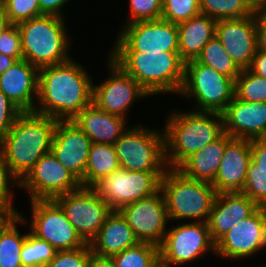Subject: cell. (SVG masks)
I'll return each mask as SVG.
<instances>
[{"label": "cell", "instance_id": "cell-11", "mask_svg": "<svg viewBox=\"0 0 266 267\" xmlns=\"http://www.w3.org/2000/svg\"><path fill=\"white\" fill-rule=\"evenodd\" d=\"M114 46L111 52H179L177 24L162 19L125 24Z\"/></svg>", "mask_w": 266, "mask_h": 267}, {"label": "cell", "instance_id": "cell-23", "mask_svg": "<svg viewBox=\"0 0 266 267\" xmlns=\"http://www.w3.org/2000/svg\"><path fill=\"white\" fill-rule=\"evenodd\" d=\"M258 208L255 202L241 192L217 194L207 220L212 240L216 243L235 224L252 215Z\"/></svg>", "mask_w": 266, "mask_h": 267}, {"label": "cell", "instance_id": "cell-27", "mask_svg": "<svg viewBox=\"0 0 266 267\" xmlns=\"http://www.w3.org/2000/svg\"><path fill=\"white\" fill-rule=\"evenodd\" d=\"M216 23L217 20L200 14L177 24L179 56L184 62L196 59L215 37Z\"/></svg>", "mask_w": 266, "mask_h": 267}, {"label": "cell", "instance_id": "cell-15", "mask_svg": "<svg viewBox=\"0 0 266 267\" xmlns=\"http://www.w3.org/2000/svg\"><path fill=\"white\" fill-rule=\"evenodd\" d=\"M132 228L139 242H147L158 247L167 232L169 220L162 191L139 199L118 210Z\"/></svg>", "mask_w": 266, "mask_h": 267}, {"label": "cell", "instance_id": "cell-35", "mask_svg": "<svg viewBox=\"0 0 266 267\" xmlns=\"http://www.w3.org/2000/svg\"><path fill=\"white\" fill-rule=\"evenodd\" d=\"M200 14L199 0H163L160 19L178 24Z\"/></svg>", "mask_w": 266, "mask_h": 267}, {"label": "cell", "instance_id": "cell-7", "mask_svg": "<svg viewBox=\"0 0 266 267\" xmlns=\"http://www.w3.org/2000/svg\"><path fill=\"white\" fill-rule=\"evenodd\" d=\"M235 81L195 59L185 62L184 83L179 94L193 97L196 111L222 113L234 98Z\"/></svg>", "mask_w": 266, "mask_h": 267}, {"label": "cell", "instance_id": "cell-38", "mask_svg": "<svg viewBox=\"0 0 266 267\" xmlns=\"http://www.w3.org/2000/svg\"><path fill=\"white\" fill-rule=\"evenodd\" d=\"M90 256L89 244L74 250L57 251L46 267H89Z\"/></svg>", "mask_w": 266, "mask_h": 267}, {"label": "cell", "instance_id": "cell-19", "mask_svg": "<svg viewBox=\"0 0 266 267\" xmlns=\"http://www.w3.org/2000/svg\"><path fill=\"white\" fill-rule=\"evenodd\" d=\"M92 141L71 120H58L51 152L80 182L85 176Z\"/></svg>", "mask_w": 266, "mask_h": 267}, {"label": "cell", "instance_id": "cell-8", "mask_svg": "<svg viewBox=\"0 0 266 267\" xmlns=\"http://www.w3.org/2000/svg\"><path fill=\"white\" fill-rule=\"evenodd\" d=\"M161 132L139 125L127 128L114 143L120 168L127 171H166L164 133Z\"/></svg>", "mask_w": 266, "mask_h": 267}, {"label": "cell", "instance_id": "cell-47", "mask_svg": "<svg viewBox=\"0 0 266 267\" xmlns=\"http://www.w3.org/2000/svg\"><path fill=\"white\" fill-rule=\"evenodd\" d=\"M89 267H116L111 257L98 256L91 252Z\"/></svg>", "mask_w": 266, "mask_h": 267}, {"label": "cell", "instance_id": "cell-39", "mask_svg": "<svg viewBox=\"0 0 266 267\" xmlns=\"http://www.w3.org/2000/svg\"><path fill=\"white\" fill-rule=\"evenodd\" d=\"M130 21L159 20L162 14L163 0H130Z\"/></svg>", "mask_w": 266, "mask_h": 267}, {"label": "cell", "instance_id": "cell-5", "mask_svg": "<svg viewBox=\"0 0 266 267\" xmlns=\"http://www.w3.org/2000/svg\"><path fill=\"white\" fill-rule=\"evenodd\" d=\"M64 21V17L44 14L16 24L23 59L38 69L70 60L67 52L71 42Z\"/></svg>", "mask_w": 266, "mask_h": 267}, {"label": "cell", "instance_id": "cell-41", "mask_svg": "<svg viewBox=\"0 0 266 267\" xmlns=\"http://www.w3.org/2000/svg\"><path fill=\"white\" fill-rule=\"evenodd\" d=\"M0 54L9 55L16 60L23 58L21 36L16 24H11L0 34Z\"/></svg>", "mask_w": 266, "mask_h": 267}, {"label": "cell", "instance_id": "cell-14", "mask_svg": "<svg viewBox=\"0 0 266 267\" xmlns=\"http://www.w3.org/2000/svg\"><path fill=\"white\" fill-rule=\"evenodd\" d=\"M20 186L26 188L31 200H51L79 189L81 182L50 151L36 162Z\"/></svg>", "mask_w": 266, "mask_h": 267}, {"label": "cell", "instance_id": "cell-42", "mask_svg": "<svg viewBox=\"0 0 266 267\" xmlns=\"http://www.w3.org/2000/svg\"><path fill=\"white\" fill-rule=\"evenodd\" d=\"M22 111L0 90V141L6 136Z\"/></svg>", "mask_w": 266, "mask_h": 267}, {"label": "cell", "instance_id": "cell-37", "mask_svg": "<svg viewBox=\"0 0 266 267\" xmlns=\"http://www.w3.org/2000/svg\"><path fill=\"white\" fill-rule=\"evenodd\" d=\"M2 4L11 24L44 15L38 0H5Z\"/></svg>", "mask_w": 266, "mask_h": 267}, {"label": "cell", "instance_id": "cell-50", "mask_svg": "<svg viewBox=\"0 0 266 267\" xmlns=\"http://www.w3.org/2000/svg\"><path fill=\"white\" fill-rule=\"evenodd\" d=\"M13 216L14 214L10 210L0 208V230Z\"/></svg>", "mask_w": 266, "mask_h": 267}, {"label": "cell", "instance_id": "cell-12", "mask_svg": "<svg viewBox=\"0 0 266 267\" xmlns=\"http://www.w3.org/2000/svg\"><path fill=\"white\" fill-rule=\"evenodd\" d=\"M86 244L96 237L112 209L91 187L79 189L53 199Z\"/></svg>", "mask_w": 266, "mask_h": 267}, {"label": "cell", "instance_id": "cell-18", "mask_svg": "<svg viewBox=\"0 0 266 267\" xmlns=\"http://www.w3.org/2000/svg\"><path fill=\"white\" fill-rule=\"evenodd\" d=\"M257 12L240 19L217 20L215 37L240 69H247L257 50Z\"/></svg>", "mask_w": 266, "mask_h": 267}, {"label": "cell", "instance_id": "cell-33", "mask_svg": "<svg viewBox=\"0 0 266 267\" xmlns=\"http://www.w3.org/2000/svg\"><path fill=\"white\" fill-rule=\"evenodd\" d=\"M56 252L57 250L48 242L29 232L20 252L22 265L23 267H46Z\"/></svg>", "mask_w": 266, "mask_h": 267}, {"label": "cell", "instance_id": "cell-43", "mask_svg": "<svg viewBox=\"0 0 266 267\" xmlns=\"http://www.w3.org/2000/svg\"><path fill=\"white\" fill-rule=\"evenodd\" d=\"M250 146L254 170H263L266 172V137L250 140Z\"/></svg>", "mask_w": 266, "mask_h": 267}, {"label": "cell", "instance_id": "cell-51", "mask_svg": "<svg viewBox=\"0 0 266 267\" xmlns=\"http://www.w3.org/2000/svg\"><path fill=\"white\" fill-rule=\"evenodd\" d=\"M255 12H263L264 0H244Z\"/></svg>", "mask_w": 266, "mask_h": 267}, {"label": "cell", "instance_id": "cell-30", "mask_svg": "<svg viewBox=\"0 0 266 267\" xmlns=\"http://www.w3.org/2000/svg\"><path fill=\"white\" fill-rule=\"evenodd\" d=\"M195 60L218 73L232 78L234 81L241 72V69L234 63L216 37L207 43Z\"/></svg>", "mask_w": 266, "mask_h": 267}, {"label": "cell", "instance_id": "cell-48", "mask_svg": "<svg viewBox=\"0 0 266 267\" xmlns=\"http://www.w3.org/2000/svg\"><path fill=\"white\" fill-rule=\"evenodd\" d=\"M17 60L9 55L0 54V75L10 68Z\"/></svg>", "mask_w": 266, "mask_h": 267}, {"label": "cell", "instance_id": "cell-49", "mask_svg": "<svg viewBox=\"0 0 266 267\" xmlns=\"http://www.w3.org/2000/svg\"><path fill=\"white\" fill-rule=\"evenodd\" d=\"M11 25L8 17L5 14L3 4H0V34Z\"/></svg>", "mask_w": 266, "mask_h": 267}, {"label": "cell", "instance_id": "cell-52", "mask_svg": "<svg viewBox=\"0 0 266 267\" xmlns=\"http://www.w3.org/2000/svg\"><path fill=\"white\" fill-rule=\"evenodd\" d=\"M263 13L266 15V5H264Z\"/></svg>", "mask_w": 266, "mask_h": 267}, {"label": "cell", "instance_id": "cell-26", "mask_svg": "<svg viewBox=\"0 0 266 267\" xmlns=\"http://www.w3.org/2000/svg\"><path fill=\"white\" fill-rule=\"evenodd\" d=\"M231 139L232 137L224 132L218 139L189 156L177 169L186 177L212 183L217 175L226 144Z\"/></svg>", "mask_w": 266, "mask_h": 267}, {"label": "cell", "instance_id": "cell-21", "mask_svg": "<svg viewBox=\"0 0 266 267\" xmlns=\"http://www.w3.org/2000/svg\"><path fill=\"white\" fill-rule=\"evenodd\" d=\"M250 161V140L232 138L226 144L217 175L211 183L217 194L242 192Z\"/></svg>", "mask_w": 266, "mask_h": 267}, {"label": "cell", "instance_id": "cell-24", "mask_svg": "<svg viewBox=\"0 0 266 267\" xmlns=\"http://www.w3.org/2000/svg\"><path fill=\"white\" fill-rule=\"evenodd\" d=\"M90 138L92 143H114L127 130L126 118L108 113L94 103L84 108L72 120Z\"/></svg>", "mask_w": 266, "mask_h": 267}, {"label": "cell", "instance_id": "cell-28", "mask_svg": "<svg viewBox=\"0 0 266 267\" xmlns=\"http://www.w3.org/2000/svg\"><path fill=\"white\" fill-rule=\"evenodd\" d=\"M119 168V160L114 145L92 143L81 186L92 188L105 176L112 174Z\"/></svg>", "mask_w": 266, "mask_h": 267}, {"label": "cell", "instance_id": "cell-32", "mask_svg": "<svg viewBox=\"0 0 266 267\" xmlns=\"http://www.w3.org/2000/svg\"><path fill=\"white\" fill-rule=\"evenodd\" d=\"M200 12L215 20L240 19L254 10L244 0H199Z\"/></svg>", "mask_w": 266, "mask_h": 267}, {"label": "cell", "instance_id": "cell-6", "mask_svg": "<svg viewBox=\"0 0 266 267\" xmlns=\"http://www.w3.org/2000/svg\"><path fill=\"white\" fill-rule=\"evenodd\" d=\"M169 169V170H168ZM160 190L169 220L197 219L207 222L217 192L211 183L186 177L177 168H167Z\"/></svg>", "mask_w": 266, "mask_h": 267}, {"label": "cell", "instance_id": "cell-29", "mask_svg": "<svg viewBox=\"0 0 266 267\" xmlns=\"http://www.w3.org/2000/svg\"><path fill=\"white\" fill-rule=\"evenodd\" d=\"M26 222L19 213L0 230V267H23L20 252L27 234L20 235L16 224Z\"/></svg>", "mask_w": 266, "mask_h": 267}, {"label": "cell", "instance_id": "cell-13", "mask_svg": "<svg viewBox=\"0 0 266 267\" xmlns=\"http://www.w3.org/2000/svg\"><path fill=\"white\" fill-rule=\"evenodd\" d=\"M30 232L45 240L57 251L74 250L86 243L53 200H31Z\"/></svg>", "mask_w": 266, "mask_h": 267}, {"label": "cell", "instance_id": "cell-3", "mask_svg": "<svg viewBox=\"0 0 266 267\" xmlns=\"http://www.w3.org/2000/svg\"><path fill=\"white\" fill-rule=\"evenodd\" d=\"M165 124L163 133L168 168H178L189 156L224 133L223 117L217 112L174 111Z\"/></svg>", "mask_w": 266, "mask_h": 267}, {"label": "cell", "instance_id": "cell-17", "mask_svg": "<svg viewBox=\"0 0 266 267\" xmlns=\"http://www.w3.org/2000/svg\"><path fill=\"white\" fill-rule=\"evenodd\" d=\"M266 247V207L239 221L216 242V255L249 258Z\"/></svg>", "mask_w": 266, "mask_h": 267}, {"label": "cell", "instance_id": "cell-16", "mask_svg": "<svg viewBox=\"0 0 266 267\" xmlns=\"http://www.w3.org/2000/svg\"><path fill=\"white\" fill-rule=\"evenodd\" d=\"M107 59L110 77L100 85L93 84L92 103L108 113L126 118L133 101L150 95L110 57Z\"/></svg>", "mask_w": 266, "mask_h": 267}, {"label": "cell", "instance_id": "cell-20", "mask_svg": "<svg viewBox=\"0 0 266 267\" xmlns=\"http://www.w3.org/2000/svg\"><path fill=\"white\" fill-rule=\"evenodd\" d=\"M224 132L237 139L266 137V102L241 101L235 96L221 113Z\"/></svg>", "mask_w": 266, "mask_h": 267}, {"label": "cell", "instance_id": "cell-9", "mask_svg": "<svg viewBox=\"0 0 266 267\" xmlns=\"http://www.w3.org/2000/svg\"><path fill=\"white\" fill-rule=\"evenodd\" d=\"M165 171H127L119 168L92 188L112 210L143 199L160 190Z\"/></svg>", "mask_w": 266, "mask_h": 267}, {"label": "cell", "instance_id": "cell-25", "mask_svg": "<svg viewBox=\"0 0 266 267\" xmlns=\"http://www.w3.org/2000/svg\"><path fill=\"white\" fill-rule=\"evenodd\" d=\"M139 243L132 228L118 210H112L90 242L91 252L102 257H112Z\"/></svg>", "mask_w": 266, "mask_h": 267}, {"label": "cell", "instance_id": "cell-36", "mask_svg": "<svg viewBox=\"0 0 266 267\" xmlns=\"http://www.w3.org/2000/svg\"><path fill=\"white\" fill-rule=\"evenodd\" d=\"M259 207H266V172L254 170V162L251 160L247 169V176L242 189Z\"/></svg>", "mask_w": 266, "mask_h": 267}, {"label": "cell", "instance_id": "cell-34", "mask_svg": "<svg viewBox=\"0 0 266 267\" xmlns=\"http://www.w3.org/2000/svg\"><path fill=\"white\" fill-rule=\"evenodd\" d=\"M234 96L241 101L266 102V78L241 69L235 79Z\"/></svg>", "mask_w": 266, "mask_h": 267}, {"label": "cell", "instance_id": "cell-1", "mask_svg": "<svg viewBox=\"0 0 266 267\" xmlns=\"http://www.w3.org/2000/svg\"><path fill=\"white\" fill-rule=\"evenodd\" d=\"M73 60L39 69L35 100L39 106H35L34 112L57 120H72L92 103V79Z\"/></svg>", "mask_w": 266, "mask_h": 267}, {"label": "cell", "instance_id": "cell-44", "mask_svg": "<svg viewBox=\"0 0 266 267\" xmlns=\"http://www.w3.org/2000/svg\"><path fill=\"white\" fill-rule=\"evenodd\" d=\"M40 4L41 12L45 15H57L64 17L62 12V7L69 2V0H38Z\"/></svg>", "mask_w": 266, "mask_h": 267}, {"label": "cell", "instance_id": "cell-31", "mask_svg": "<svg viewBox=\"0 0 266 267\" xmlns=\"http://www.w3.org/2000/svg\"><path fill=\"white\" fill-rule=\"evenodd\" d=\"M116 267H159L160 256L157 245L139 242L111 257Z\"/></svg>", "mask_w": 266, "mask_h": 267}, {"label": "cell", "instance_id": "cell-4", "mask_svg": "<svg viewBox=\"0 0 266 267\" xmlns=\"http://www.w3.org/2000/svg\"><path fill=\"white\" fill-rule=\"evenodd\" d=\"M110 57L147 93H180L184 83L185 62L179 52H110Z\"/></svg>", "mask_w": 266, "mask_h": 267}, {"label": "cell", "instance_id": "cell-10", "mask_svg": "<svg viewBox=\"0 0 266 267\" xmlns=\"http://www.w3.org/2000/svg\"><path fill=\"white\" fill-rule=\"evenodd\" d=\"M216 252V243L212 240L207 222H195L174 225L169 229L159 246L160 265H183L200 258L206 252Z\"/></svg>", "mask_w": 266, "mask_h": 267}, {"label": "cell", "instance_id": "cell-2", "mask_svg": "<svg viewBox=\"0 0 266 267\" xmlns=\"http://www.w3.org/2000/svg\"><path fill=\"white\" fill-rule=\"evenodd\" d=\"M57 123V119L34 111L22 112L0 141V153L19 181L51 151Z\"/></svg>", "mask_w": 266, "mask_h": 267}, {"label": "cell", "instance_id": "cell-45", "mask_svg": "<svg viewBox=\"0 0 266 267\" xmlns=\"http://www.w3.org/2000/svg\"><path fill=\"white\" fill-rule=\"evenodd\" d=\"M247 69L258 76L266 78V52L256 50Z\"/></svg>", "mask_w": 266, "mask_h": 267}, {"label": "cell", "instance_id": "cell-22", "mask_svg": "<svg viewBox=\"0 0 266 267\" xmlns=\"http://www.w3.org/2000/svg\"><path fill=\"white\" fill-rule=\"evenodd\" d=\"M39 69L23 58L0 75V90L22 112L35 110ZM34 96V97H33Z\"/></svg>", "mask_w": 266, "mask_h": 267}, {"label": "cell", "instance_id": "cell-40", "mask_svg": "<svg viewBox=\"0 0 266 267\" xmlns=\"http://www.w3.org/2000/svg\"><path fill=\"white\" fill-rule=\"evenodd\" d=\"M11 180V181H10ZM20 186L19 179L10 171L9 165L5 161L3 155L0 153V208L10 210L14 215H18V211L13 207V193H11L9 186Z\"/></svg>", "mask_w": 266, "mask_h": 267}, {"label": "cell", "instance_id": "cell-46", "mask_svg": "<svg viewBox=\"0 0 266 267\" xmlns=\"http://www.w3.org/2000/svg\"><path fill=\"white\" fill-rule=\"evenodd\" d=\"M256 30L257 50L266 52V15L263 12H257Z\"/></svg>", "mask_w": 266, "mask_h": 267}]
</instances>
